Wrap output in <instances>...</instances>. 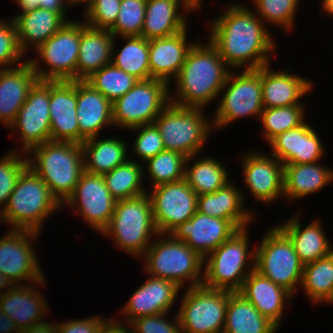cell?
<instances>
[{
    "instance_id": "obj_1",
    "label": "cell",
    "mask_w": 333,
    "mask_h": 333,
    "mask_svg": "<svg viewBox=\"0 0 333 333\" xmlns=\"http://www.w3.org/2000/svg\"><path fill=\"white\" fill-rule=\"evenodd\" d=\"M239 4L230 5L221 17L211 24L209 41L217 48L221 58L231 69H259L269 65L270 52L275 44L272 35L256 11Z\"/></svg>"
},
{
    "instance_id": "obj_2",
    "label": "cell",
    "mask_w": 333,
    "mask_h": 333,
    "mask_svg": "<svg viewBox=\"0 0 333 333\" xmlns=\"http://www.w3.org/2000/svg\"><path fill=\"white\" fill-rule=\"evenodd\" d=\"M230 71L210 41L204 46L199 42L194 43L178 76L173 79L177 96L171 95L170 103L204 109L221 94Z\"/></svg>"
},
{
    "instance_id": "obj_3",
    "label": "cell",
    "mask_w": 333,
    "mask_h": 333,
    "mask_svg": "<svg viewBox=\"0 0 333 333\" xmlns=\"http://www.w3.org/2000/svg\"><path fill=\"white\" fill-rule=\"evenodd\" d=\"M29 152L34 157L28 158V166L48 185L51 194L62 205L73 193L84 171L82 145L50 140Z\"/></svg>"
},
{
    "instance_id": "obj_4",
    "label": "cell",
    "mask_w": 333,
    "mask_h": 333,
    "mask_svg": "<svg viewBox=\"0 0 333 333\" xmlns=\"http://www.w3.org/2000/svg\"><path fill=\"white\" fill-rule=\"evenodd\" d=\"M61 207L48 185L27 166L20 174L6 206L1 209L0 221L9 223L12 229L39 233L43 221Z\"/></svg>"
},
{
    "instance_id": "obj_5",
    "label": "cell",
    "mask_w": 333,
    "mask_h": 333,
    "mask_svg": "<svg viewBox=\"0 0 333 333\" xmlns=\"http://www.w3.org/2000/svg\"><path fill=\"white\" fill-rule=\"evenodd\" d=\"M101 234L111 235L119 248L134 257H143L152 236L159 237L148 192L116 201L112 218Z\"/></svg>"
},
{
    "instance_id": "obj_6",
    "label": "cell",
    "mask_w": 333,
    "mask_h": 333,
    "mask_svg": "<svg viewBox=\"0 0 333 333\" xmlns=\"http://www.w3.org/2000/svg\"><path fill=\"white\" fill-rule=\"evenodd\" d=\"M168 235L162 238L159 234L156 242L150 244L145 251L142 257L145 259V273L170 280L181 288L188 280V288L202 285L204 259L184 241L175 240Z\"/></svg>"
},
{
    "instance_id": "obj_7",
    "label": "cell",
    "mask_w": 333,
    "mask_h": 333,
    "mask_svg": "<svg viewBox=\"0 0 333 333\" xmlns=\"http://www.w3.org/2000/svg\"><path fill=\"white\" fill-rule=\"evenodd\" d=\"M247 232L246 228L239 229L204 258V266H206L203 271L202 285L232 292L241 289L246 277L255 269V248L249 253ZM247 260L253 263L248 272L245 266Z\"/></svg>"
},
{
    "instance_id": "obj_8",
    "label": "cell",
    "mask_w": 333,
    "mask_h": 333,
    "mask_svg": "<svg viewBox=\"0 0 333 333\" xmlns=\"http://www.w3.org/2000/svg\"><path fill=\"white\" fill-rule=\"evenodd\" d=\"M202 110L169 103L161 111L153 124L161 134L165 150L181 153L187 158L200 153L210 129H213Z\"/></svg>"
},
{
    "instance_id": "obj_9",
    "label": "cell",
    "mask_w": 333,
    "mask_h": 333,
    "mask_svg": "<svg viewBox=\"0 0 333 333\" xmlns=\"http://www.w3.org/2000/svg\"><path fill=\"white\" fill-rule=\"evenodd\" d=\"M255 270L292 295L301 284L304 264L289 237L276 225L255 247Z\"/></svg>"
},
{
    "instance_id": "obj_10",
    "label": "cell",
    "mask_w": 333,
    "mask_h": 333,
    "mask_svg": "<svg viewBox=\"0 0 333 333\" xmlns=\"http://www.w3.org/2000/svg\"><path fill=\"white\" fill-rule=\"evenodd\" d=\"M80 44V22H66L54 35L37 49L40 61L47 69L39 67L38 59L28 60L42 81H75L77 80V60Z\"/></svg>"
},
{
    "instance_id": "obj_11",
    "label": "cell",
    "mask_w": 333,
    "mask_h": 333,
    "mask_svg": "<svg viewBox=\"0 0 333 333\" xmlns=\"http://www.w3.org/2000/svg\"><path fill=\"white\" fill-rule=\"evenodd\" d=\"M169 86L159 79L139 81L112 103L114 126L131 129L153 124L170 103Z\"/></svg>"
},
{
    "instance_id": "obj_12",
    "label": "cell",
    "mask_w": 333,
    "mask_h": 333,
    "mask_svg": "<svg viewBox=\"0 0 333 333\" xmlns=\"http://www.w3.org/2000/svg\"><path fill=\"white\" fill-rule=\"evenodd\" d=\"M231 292L204 285L188 288L177 312L181 333H222Z\"/></svg>"
},
{
    "instance_id": "obj_13",
    "label": "cell",
    "mask_w": 333,
    "mask_h": 333,
    "mask_svg": "<svg viewBox=\"0 0 333 333\" xmlns=\"http://www.w3.org/2000/svg\"><path fill=\"white\" fill-rule=\"evenodd\" d=\"M225 90L216 109L213 123L214 128H223L238 118L260 117L264 109L262 101L261 68L244 70L235 75L231 69L222 88Z\"/></svg>"
},
{
    "instance_id": "obj_14",
    "label": "cell",
    "mask_w": 333,
    "mask_h": 333,
    "mask_svg": "<svg viewBox=\"0 0 333 333\" xmlns=\"http://www.w3.org/2000/svg\"><path fill=\"white\" fill-rule=\"evenodd\" d=\"M0 238V273L5 275L12 285L19 281H32L35 285L45 286L42 269L31 245L38 238V232L10 229Z\"/></svg>"
},
{
    "instance_id": "obj_15",
    "label": "cell",
    "mask_w": 333,
    "mask_h": 333,
    "mask_svg": "<svg viewBox=\"0 0 333 333\" xmlns=\"http://www.w3.org/2000/svg\"><path fill=\"white\" fill-rule=\"evenodd\" d=\"M152 189L148 196L156 228L162 236L168 235L197 212L198 195L184 178Z\"/></svg>"
},
{
    "instance_id": "obj_16",
    "label": "cell",
    "mask_w": 333,
    "mask_h": 333,
    "mask_svg": "<svg viewBox=\"0 0 333 333\" xmlns=\"http://www.w3.org/2000/svg\"><path fill=\"white\" fill-rule=\"evenodd\" d=\"M49 102L50 81L38 80L9 126L10 130H19L21 150L26 155L33 147L51 140Z\"/></svg>"
},
{
    "instance_id": "obj_17",
    "label": "cell",
    "mask_w": 333,
    "mask_h": 333,
    "mask_svg": "<svg viewBox=\"0 0 333 333\" xmlns=\"http://www.w3.org/2000/svg\"><path fill=\"white\" fill-rule=\"evenodd\" d=\"M65 203L70 208L74 207L73 210L80 212L79 215L92 229L101 233L112 218L116 200L110 194L103 175L84 170L73 193L63 204Z\"/></svg>"
},
{
    "instance_id": "obj_18",
    "label": "cell",
    "mask_w": 333,
    "mask_h": 333,
    "mask_svg": "<svg viewBox=\"0 0 333 333\" xmlns=\"http://www.w3.org/2000/svg\"><path fill=\"white\" fill-rule=\"evenodd\" d=\"M239 228L231 221L196 212L188 221L179 224L169 234L184 241L203 259L229 239Z\"/></svg>"
},
{
    "instance_id": "obj_19",
    "label": "cell",
    "mask_w": 333,
    "mask_h": 333,
    "mask_svg": "<svg viewBox=\"0 0 333 333\" xmlns=\"http://www.w3.org/2000/svg\"><path fill=\"white\" fill-rule=\"evenodd\" d=\"M241 159L244 183L255 200L270 204L284 194V164L276 157L252 152Z\"/></svg>"
},
{
    "instance_id": "obj_20",
    "label": "cell",
    "mask_w": 333,
    "mask_h": 333,
    "mask_svg": "<svg viewBox=\"0 0 333 333\" xmlns=\"http://www.w3.org/2000/svg\"><path fill=\"white\" fill-rule=\"evenodd\" d=\"M51 141L79 143L77 80L50 81Z\"/></svg>"
},
{
    "instance_id": "obj_21",
    "label": "cell",
    "mask_w": 333,
    "mask_h": 333,
    "mask_svg": "<svg viewBox=\"0 0 333 333\" xmlns=\"http://www.w3.org/2000/svg\"><path fill=\"white\" fill-rule=\"evenodd\" d=\"M269 145L273 151L270 155L284 165L315 163L324 153L318 133L306 122L297 128L278 134Z\"/></svg>"
},
{
    "instance_id": "obj_22",
    "label": "cell",
    "mask_w": 333,
    "mask_h": 333,
    "mask_svg": "<svg viewBox=\"0 0 333 333\" xmlns=\"http://www.w3.org/2000/svg\"><path fill=\"white\" fill-rule=\"evenodd\" d=\"M180 286L176 283L150 276L137 290H135L122 310L128 324L142 316L169 313Z\"/></svg>"
},
{
    "instance_id": "obj_23",
    "label": "cell",
    "mask_w": 333,
    "mask_h": 333,
    "mask_svg": "<svg viewBox=\"0 0 333 333\" xmlns=\"http://www.w3.org/2000/svg\"><path fill=\"white\" fill-rule=\"evenodd\" d=\"M32 284L25 282L22 286L18 283L0 296V309L13 320L19 331L46 322L43 315L49 313L46 300Z\"/></svg>"
},
{
    "instance_id": "obj_24",
    "label": "cell",
    "mask_w": 333,
    "mask_h": 333,
    "mask_svg": "<svg viewBox=\"0 0 333 333\" xmlns=\"http://www.w3.org/2000/svg\"><path fill=\"white\" fill-rule=\"evenodd\" d=\"M77 120L79 143L98 137L103 127L112 126V102L85 80H77Z\"/></svg>"
},
{
    "instance_id": "obj_25",
    "label": "cell",
    "mask_w": 333,
    "mask_h": 333,
    "mask_svg": "<svg viewBox=\"0 0 333 333\" xmlns=\"http://www.w3.org/2000/svg\"><path fill=\"white\" fill-rule=\"evenodd\" d=\"M180 6L186 13L199 7L193 0H147L141 36L151 40L168 37L187 28L185 14L179 13Z\"/></svg>"
},
{
    "instance_id": "obj_26",
    "label": "cell",
    "mask_w": 333,
    "mask_h": 333,
    "mask_svg": "<svg viewBox=\"0 0 333 333\" xmlns=\"http://www.w3.org/2000/svg\"><path fill=\"white\" fill-rule=\"evenodd\" d=\"M187 28L177 34L149 40V67L151 79L170 83L176 78L195 42L187 44Z\"/></svg>"
},
{
    "instance_id": "obj_27",
    "label": "cell",
    "mask_w": 333,
    "mask_h": 333,
    "mask_svg": "<svg viewBox=\"0 0 333 333\" xmlns=\"http://www.w3.org/2000/svg\"><path fill=\"white\" fill-rule=\"evenodd\" d=\"M38 81L31 63L0 69V121L10 126L26 101L29 91Z\"/></svg>"
},
{
    "instance_id": "obj_28",
    "label": "cell",
    "mask_w": 333,
    "mask_h": 333,
    "mask_svg": "<svg viewBox=\"0 0 333 333\" xmlns=\"http://www.w3.org/2000/svg\"><path fill=\"white\" fill-rule=\"evenodd\" d=\"M115 39L108 29L94 28L80 22L77 80H86L103 66L112 63Z\"/></svg>"
},
{
    "instance_id": "obj_29",
    "label": "cell",
    "mask_w": 333,
    "mask_h": 333,
    "mask_svg": "<svg viewBox=\"0 0 333 333\" xmlns=\"http://www.w3.org/2000/svg\"><path fill=\"white\" fill-rule=\"evenodd\" d=\"M238 292L278 328L283 317L284 304L293 296L255 269L246 277Z\"/></svg>"
},
{
    "instance_id": "obj_30",
    "label": "cell",
    "mask_w": 333,
    "mask_h": 333,
    "mask_svg": "<svg viewBox=\"0 0 333 333\" xmlns=\"http://www.w3.org/2000/svg\"><path fill=\"white\" fill-rule=\"evenodd\" d=\"M269 65L261 67L262 101L264 108L286 107L300 103V98L311 90L312 81L299 75L270 70Z\"/></svg>"
},
{
    "instance_id": "obj_31",
    "label": "cell",
    "mask_w": 333,
    "mask_h": 333,
    "mask_svg": "<svg viewBox=\"0 0 333 333\" xmlns=\"http://www.w3.org/2000/svg\"><path fill=\"white\" fill-rule=\"evenodd\" d=\"M236 185L226 183L217 191L198 195L197 211L208 216L231 220L239 229L248 228L253 218L243 207L244 195Z\"/></svg>"
},
{
    "instance_id": "obj_32",
    "label": "cell",
    "mask_w": 333,
    "mask_h": 333,
    "mask_svg": "<svg viewBox=\"0 0 333 333\" xmlns=\"http://www.w3.org/2000/svg\"><path fill=\"white\" fill-rule=\"evenodd\" d=\"M300 218L294 215L291 220L279 224V228L289 237L295 252L305 265L323 258L333 252L330 241L323 231L322 224L315 219L302 229Z\"/></svg>"
},
{
    "instance_id": "obj_33",
    "label": "cell",
    "mask_w": 333,
    "mask_h": 333,
    "mask_svg": "<svg viewBox=\"0 0 333 333\" xmlns=\"http://www.w3.org/2000/svg\"><path fill=\"white\" fill-rule=\"evenodd\" d=\"M12 20L16 26L19 47L24 54L30 44L37 49L67 22L59 13L41 8L19 13Z\"/></svg>"
},
{
    "instance_id": "obj_34",
    "label": "cell",
    "mask_w": 333,
    "mask_h": 333,
    "mask_svg": "<svg viewBox=\"0 0 333 333\" xmlns=\"http://www.w3.org/2000/svg\"><path fill=\"white\" fill-rule=\"evenodd\" d=\"M333 179V170L315 163L284 165V194L293 201L316 193L327 186Z\"/></svg>"
},
{
    "instance_id": "obj_35",
    "label": "cell",
    "mask_w": 333,
    "mask_h": 333,
    "mask_svg": "<svg viewBox=\"0 0 333 333\" xmlns=\"http://www.w3.org/2000/svg\"><path fill=\"white\" fill-rule=\"evenodd\" d=\"M277 329L243 295L231 292L222 333H275Z\"/></svg>"
},
{
    "instance_id": "obj_36",
    "label": "cell",
    "mask_w": 333,
    "mask_h": 333,
    "mask_svg": "<svg viewBox=\"0 0 333 333\" xmlns=\"http://www.w3.org/2000/svg\"><path fill=\"white\" fill-rule=\"evenodd\" d=\"M81 145L84 170L93 174L103 175L128 160L126 155L128 147L120 138L98 140L97 137H92Z\"/></svg>"
},
{
    "instance_id": "obj_37",
    "label": "cell",
    "mask_w": 333,
    "mask_h": 333,
    "mask_svg": "<svg viewBox=\"0 0 333 333\" xmlns=\"http://www.w3.org/2000/svg\"><path fill=\"white\" fill-rule=\"evenodd\" d=\"M196 156L187 158L184 179L197 195L213 193L230 181L226 168L214 157L197 159L187 167Z\"/></svg>"
},
{
    "instance_id": "obj_38",
    "label": "cell",
    "mask_w": 333,
    "mask_h": 333,
    "mask_svg": "<svg viewBox=\"0 0 333 333\" xmlns=\"http://www.w3.org/2000/svg\"><path fill=\"white\" fill-rule=\"evenodd\" d=\"M300 286L312 302H329L333 296V252L304 265Z\"/></svg>"
},
{
    "instance_id": "obj_39",
    "label": "cell",
    "mask_w": 333,
    "mask_h": 333,
    "mask_svg": "<svg viewBox=\"0 0 333 333\" xmlns=\"http://www.w3.org/2000/svg\"><path fill=\"white\" fill-rule=\"evenodd\" d=\"M144 173L139 162L128 159L112 171L104 173L103 177L110 194L118 201L146 193L142 183Z\"/></svg>"
},
{
    "instance_id": "obj_40",
    "label": "cell",
    "mask_w": 333,
    "mask_h": 333,
    "mask_svg": "<svg viewBox=\"0 0 333 333\" xmlns=\"http://www.w3.org/2000/svg\"><path fill=\"white\" fill-rule=\"evenodd\" d=\"M126 44L112 54V64L139 81L151 79L149 67V40L142 36L121 37Z\"/></svg>"
},
{
    "instance_id": "obj_41",
    "label": "cell",
    "mask_w": 333,
    "mask_h": 333,
    "mask_svg": "<svg viewBox=\"0 0 333 333\" xmlns=\"http://www.w3.org/2000/svg\"><path fill=\"white\" fill-rule=\"evenodd\" d=\"M85 81L95 90L101 92L112 103L125 95L139 82L138 79L117 68L112 63L103 66Z\"/></svg>"
},
{
    "instance_id": "obj_42",
    "label": "cell",
    "mask_w": 333,
    "mask_h": 333,
    "mask_svg": "<svg viewBox=\"0 0 333 333\" xmlns=\"http://www.w3.org/2000/svg\"><path fill=\"white\" fill-rule=\"evenodd\" d=\"M303 104H294L286 107L264 108L260 114L265 136L268 143L287 130L299 127L305 122Z\"/></svg>"
},
{
    "instance_id": "obj_43",
    "label": "cell",
    "mask_w": 333,
    "mask_h": 333,
    "mask_svg": "<svg viewBox=\"0 0 333 333\" xmlns=\"http://www.w3.org/2000/svg\"><path fill=\"white\" fill-rule=\"evenodd\" d=\"M186 160L185 155L170 150H163L147 159L148 169L146 170L153 184L152 188L183 179Z\"/></svg>"
},
{
    "instance_id": "obj_44",
    "label": "cell",
    "mask_w": 333,
    "mask_h": 333,
    "mask_svg": "<svg viewBox=\"0 0 333 333\" xmlns=\"http://www.w3.org/2000/svg\"><path fill=\"white\" fill-rule=\"evenodd\" d=\"M147 0H121L115 24L109 29L114 37L141 36Z\"/></svg>"
},
{
    "instance_id": "obj_45",
    "label": "cell",
    "mask_w": 333,
    "mask_h": 333,
    "mask_svg": "<svg viewBox=\"0 0 333 333\" xmlns=\"http://www.w3.org/2000/svg\"><path fill=\"white\" fill-rule=\"evenodd\" d=\"M263 22L280 25L291 30L299 0H252Z\"/></svg>"
},
{
    "instance_id": "obj_46",
    "label": "cell",
    "mask_w": 333,
    "mask_h": 333,
    "mask_svg": "<svg viewBox=\"0 0 333 333\" xmlns=\"http://www.w3.org/2000/svg\"><path fill=\"white\" fill-rule=\"evenodd\" d=\"M17 151H11L0 159V205L6 206L20 174L28 166V157L23 158Z\"/></svg>"
},
{
    "instance_id": "obj_47",
    "label": "cell",
    "mask_w": 333,
    "mask_h": 333,
    "mask_svg": "<svg viewBox=\"0 0 333 333\" xmlns=\"http://www.w3.org/2000/svg\"><path fill=\"white\" fill-rule=\"evenodd\" d=\"M24 55L18 44L13 20H0V69L10 68V66L12 68L21 61Z\"/></svg>"
},
{
    "instance_id": "obj_48",
    "label": "cell",
    "mask_w": 333,
    "mask_h": 333,
    "mask_svg": "<svg viewBox=\"0 0 333 333\" xmlns=\"http://www.w3.org/2000/svg\"><path fill=\"white\" fill-rule=\"evenodd\" d=\"M121 0H94L84 11V22L94 28L110 29L116 22Z\"/></svg>"
},
{
    "instance_id": "obj_49",
    "label": "cell",
    "mask_w": 333,
    "mask_h": 333,
    "mask_svg": "<svg viewBox=\"0 0 333 333\" xmlns=\"http://www.w3.org/2000/svg\"><path fill=\"white\" fill-rule=\"evenodd\" d=\"M130 130H139L133 149L141 160L146 161L165 150L161 134L154 124L137 126Z\"/></svg>"
},
{
    "instance_id": "obj_50",
    "label": "cell",
    "mask_w": 333,
    "mask_h": 333,
    "mask_svg": "<svg viewBox=\"0 0 333 333\" xmlns=\"http://www.w3.org/2000/svg\"><path fill=\"white\" fill-rule=\"evenodd\" d=\"M166 314L142 316L131 321L128 326L132 328L133 333H181L178 313L174 322L164 319Z\"/></svg>"
},
{
    "instance_id": "obj_51",
    "label": "cell",
    "mask_w": 333,
    "mask_h": 333,
    "mask_svg": "<svg viewBox=\"0 0 333 333\" xmlns=\"http://www.w3.org/2000/svg\"><path fill=\"white\" fill-rule=\"evenodd\" d=\"M102 317L95 316L81 320H70L62 324L55 323V333H97L100 325L106 320Z\"/></svg>"
},
{
    "instance_id": "obj_52",
    "label": "cell",
    "mask_w": 333,
    "mask_h": 333,
    "mask_svg": "<svg viewBox=\"0 0 333 333\" xmlns=\"http://www.w3.org/2000/svg\"><path fill=\"white\" fill-rule=\"evenodd\" d=\"M21 7L20 13H28L35 9H47L53 12L59 13L67 22L70 21L66 12V5H70V0H66L67 4L65 5V0H14Z\"/></svg>"
},
{
    "instance_id": "obj_53",
    "label": "cell",
    "mask_w": 333,
    "mask_h": 333,
    "mask_svg": "<svg viewBox=\"0 0 333 333\" xmlns=\"http://www.w3.org/2000/svg\"><path fill=\"white\" fill-rule=\"evenodd\" d=\"M116 320V321H115ZM118 319H106L101 325L97 333H133L124 326L121 321H117Z\"/></svg>"
},
{
    "instance_id": "obj_54",
    "label": "cell",
    "mask_w": 333,
    "mask_h": 333,
    "mask_svg": "<svg viewBox=\"0 0 333 333\" xmlns=\"http://www.w3.org/2000/svg\"><path fill=\"white\" fill-rule=\"evenodd\" d=\"M16 331V332H15ZM20 333L16 324L0 309V333Z\"/></svg>"
},
{
    "instance_id": "obj_55",
    "label": "cell",
    "mask_w": 333,
    "mask_h": 333,
    "mask_svg": "<svg viewBox=\"0 0 333 333\" xmlns=\"http://www.w3.org/2000/svg\"><path fill=\"white\" fill-rule=\"evenodd\" d=\"M20 333H55V324L46 321L42 324L34 325L26 330H22Z\"/></svg>"
},
{
    "instance_id": "obj_56",
    "label": "cell",
    "mask_w": 333,
    "mask_h": 333,
    "mask_svg": "<svg viewBox=\"0 0 333 333\" xmlns=\"http://www.w3.org/2000/svg\"><path fill=\"white\" fill-rule=\"evenodd\" d=\"M13 285L11 282L6 278L5 275L0 273V296L5 293L8 289H10ZM6 290H5V289ZM4 289V290H3Z\"/></svg>"
},
{
    "instance_id": "obj_57",
    "label": "cell",
    "mask_w": 333,
    "mask_h": 333,
    "mask_svg": "<svg viewBox=\"0 0 333 333\" xmlns=\"http://www.w3.org/2000/svg\"><path fill=\"white\" fill-rule=\"evenodd\" d=\"M323 10L329 15H333V0H323L322 1Z\"/></svg>"
},
{
    "instance_id": "obj_58",
    "label": "cell",
    "mask_w": 333,
    "mask_h": 333,
    "mask_svg": "<svg viewBox=\"0 0 333 333\" xmlns=\"http://www.w3.org/2000/svg\"><path fill=\"white\" fill-rule=\"evenodd\" d=\"M86 3V9L94 2V0H70V5H77V3Z\"/></svg>"
},
{
    "instance_id": "obj_59",
    "label": "cell",
    "mask_w": 333,
    "mask_h": 333,
    "mask_svg": "<svg viewBox=\"0 0 333 333\" xmlns=\"http://www.w3.org/2000/svg\"><path fill=\"white\" fill-rule=\"evenodd\" d=\"M199 7L202 5L203 0H193Z\"/></svg>"
},
{
    "instance_id": "obj_60",
    "label": "cell",
    "mask_w": 333,
    "mask_h": 333,
    "mask_svg": "<svg viewBox=\"0 0 333 333\" xmlns=\"http://www.w3.org/2000/svg\"><path fill=\"white\" fill-rule=\"evenodd\" d=\"M332 304L333 303V296L331 297V299L329 300L328 304Z\"/></svg>"
}]
</instances>
